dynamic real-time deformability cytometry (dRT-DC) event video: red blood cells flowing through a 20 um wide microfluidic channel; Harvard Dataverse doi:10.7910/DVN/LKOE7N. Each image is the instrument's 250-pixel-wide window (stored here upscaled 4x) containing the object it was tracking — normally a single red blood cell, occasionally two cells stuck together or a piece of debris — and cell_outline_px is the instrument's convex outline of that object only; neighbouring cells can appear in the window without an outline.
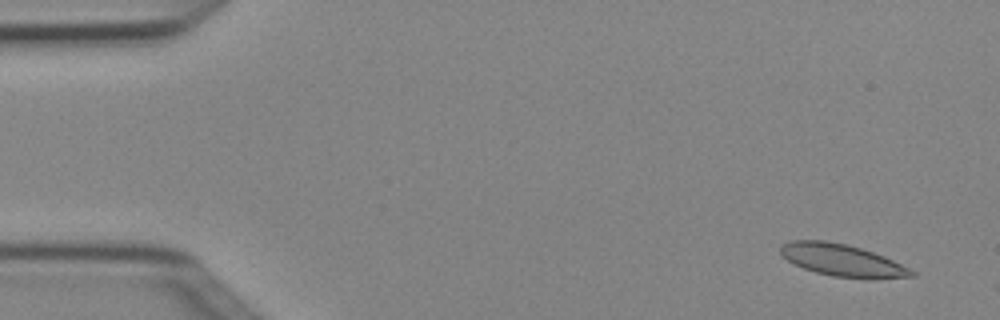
{"species": "Egyptian fruit bat (a non-hibernating species)", "species_latin": "Rousettus aegyptiacus", "temperature_condition": "cold", "stored_images_in_passage": 3, "camera_frame_rate_fps": 3000, "um_per_image_px": 0.085, "animal": {"sex": "female"}, "frame": {"image": 1, "passage_image": 1, "time_ms": 0.0, "image_size_px": [1000, 320], "cell_outline_px": [[916, 276], [876, 280], [872, 280], [832, 276], [816, 272], [804, 268], [788, 260], [780, 252], [780, 244], [792, 240], [824, 240], [848, 244], [884, 256], [916, 272]], "centroid_in_image_um": [71.62, 22.13], "position_along_channel_um": 13.4, "area_um2": 24.68}}